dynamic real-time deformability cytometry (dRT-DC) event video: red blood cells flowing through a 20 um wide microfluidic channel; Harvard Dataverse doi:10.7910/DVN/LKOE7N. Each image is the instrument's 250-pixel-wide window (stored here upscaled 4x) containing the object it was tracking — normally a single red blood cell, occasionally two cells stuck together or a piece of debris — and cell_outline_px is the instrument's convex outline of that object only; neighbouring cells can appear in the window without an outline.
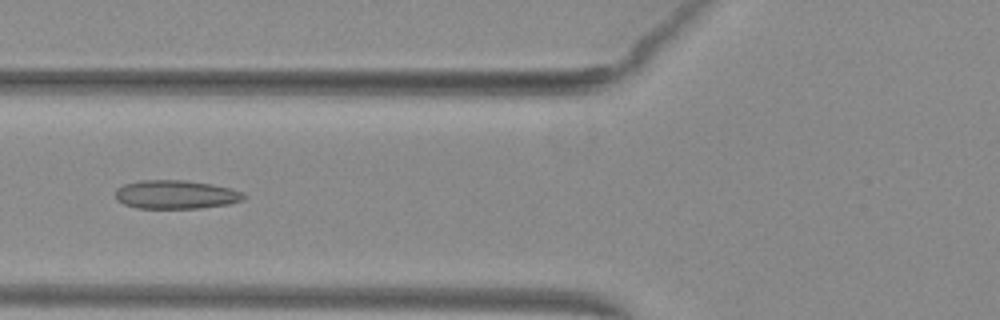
{"species": "common noctule bat (a hibernating species)", "species_latin": "Nyctalus noctula", "temperature_condition": "warm", "stored_images_in_passage": 53, "camera_frame_rate_fps": 3000, "um_per_image_px": 0.085, "animal": {"sex": "female", "body_mass_g": 29.2, "forearm_length_mm": 56.3}, "frame": {"image": 1, "passage_image": 22, "time_ms": 7.0, "image_size_px": [1000, 320], "cell_outline_px": [[248, 196], [244, 200], [228, 204], [200, 208], [136, 208], [124, 204], [116, 200], [116, 188], [124, 184], [140, 180], [184, 180], [212, 184], [232, 188], [244, 192]], "centroid_in_image_um": [14.98, 16.53], "position_along_channel_um": 110.8, "area_um2": 21.68}}
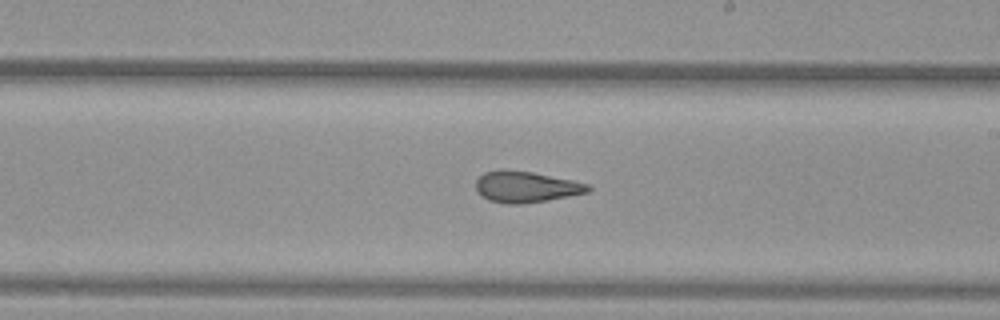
{"frame": {"image": 2, "passage_image": 32, "time_ms": 10.333, "image_size_px": [1000, 320], "cell_outline_px": [[592, 188], [588, 192], [548, 200], [524, 204], [504, 204], [488, 200], [480, 196], [476, 192], [476, 180], [484, 172], [500, 168], [532, 172], [572, 180], [588, 184]], "centroid_in_image_um": [44.65, 15.88], "position_along_channel_um": 244.4, "area_um2": 20.63}}
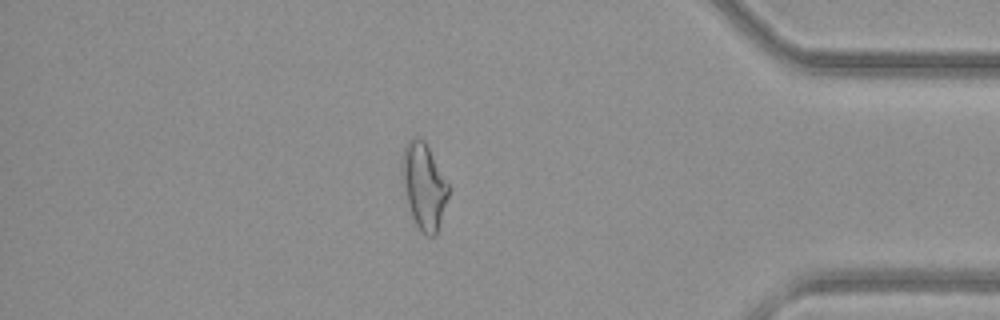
{"frame": {"image": 3, "passage_image": 46, "time_ms": 15.0, "image_size_px": [1000, 320], "cell_outline_px": [[448, 196], [436, 236], [428, 236], [420, 232], [412, 216], [408, 204], [404, 188], [404, 148], [408, 140], [412, 136], [416, 136], [424, 140], [448, 184]], "centroid_in_image_um": [36.05, 15.85], "position_along_channel_um": 399.1, "area_um2": 22.43}, "authors_computed_cell_mechanics": {"area_um2": 22.4842, "velocity_mm_per_s": 4.0003, "shape_relaxation_time_tau1_ms": null, "shape_relaxation_time_tau2_ms": 2.0106, "deformation_change_tau1": null, "deformation_change_tau2": 0.1027}}